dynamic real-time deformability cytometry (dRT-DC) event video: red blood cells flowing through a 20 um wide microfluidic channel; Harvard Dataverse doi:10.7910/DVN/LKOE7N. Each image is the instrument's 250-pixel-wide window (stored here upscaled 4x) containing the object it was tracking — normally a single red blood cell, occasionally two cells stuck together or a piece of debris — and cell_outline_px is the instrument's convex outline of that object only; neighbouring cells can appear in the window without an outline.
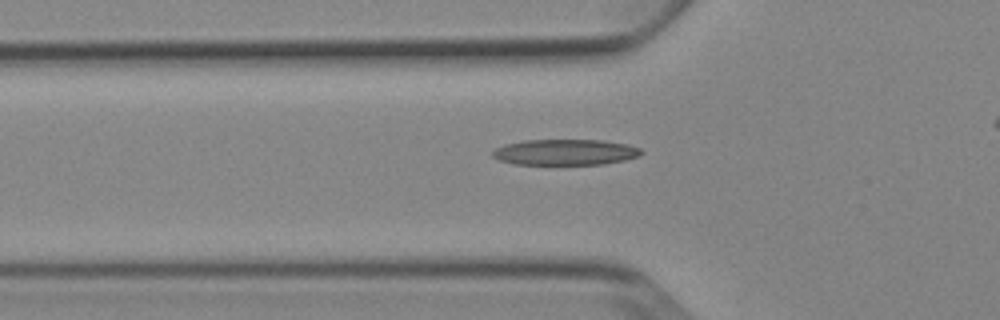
{"species": "Egyptian fruit bat (a non-hibernating species)", "species_latin": "Rousettus aegyptiacus", "temperature_condition": "cold", "stored_images_in_passage": 47, "camera_frame_rate_fps": 3000, "um_per_image_px": 0.085, "animal": {"sex": "female"}, "frame": {"image": 1, "passage_image": 18, "time_ms": 5.667, "image_size_px": [1000, 320], "cell_outline_px": [[644, 152], [640, 156], [624, 160], [604, 164], [516, 164], [500, 160], [492, 156], [492, 152], [496, 148], [504, 144], [524, 140], [604, 140], [628, 144], [640, 148]], "centroid_in_image_um": [48.08, 12.93], "position_along_channel_um": 77.7, "area_um2": 22.43}}
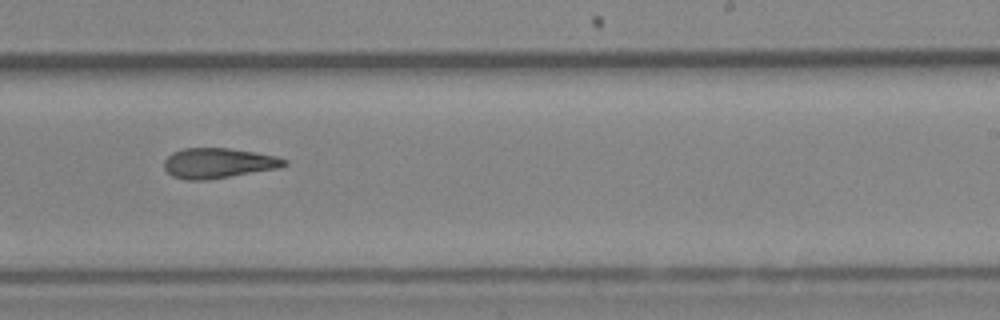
{"frame": {"image": 2, "passage_image": 33, "time_ms": 10.667, "image_size_px": [1000, 320], "cell_outline_px": [[288, 164], [280, 168], [208, 180], [184, 180], [172, 176], [164, 168], [164, 160], [172, 152], [184, 148], [228, 148], [256, 152], [276, 156], [288, 160]], "centroid_in_image_um": [18.56, 13.87], "position_along_channel_um": 270.4, "area_um2": 21.33}}
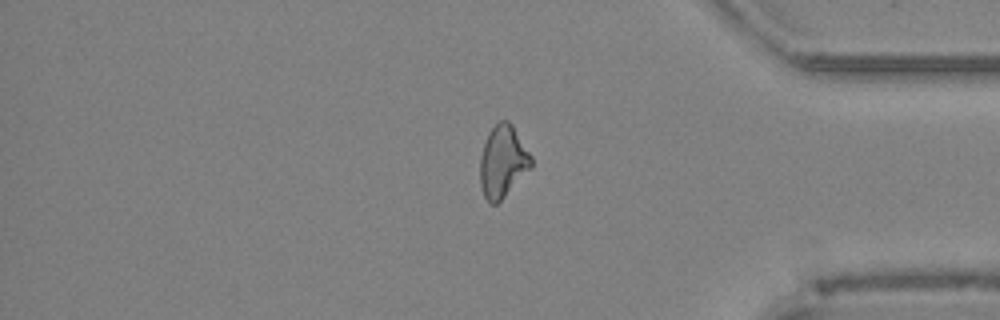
{"frame": {"image": 3, "passage_image": 44, "time_ms": 14.333, "image_size_px": [1000, 320], "cell_outline_px": [[532, 168], [496, 204], [488, 204], [484, 196], [480, 184], [480, 156], [488, 132], [500, 120], [508, 120], [512, 124], [532, 156]], "centroid_in_image_um": [42.74, 13.73], "position_along_channel_um": 392.5, "area_um2": 21.5}, "authors_computed_cell_mechanics": {"area_um2": 21.5016, "velocity_mm_per_s": 3.8747, "shape_relaxation_time_tau1_ms": null, "shape_relaxation_time_tau2_ms": 5.4828, "deformation_change_tau1": null, "deformation_change_tau2": 0.1673}}